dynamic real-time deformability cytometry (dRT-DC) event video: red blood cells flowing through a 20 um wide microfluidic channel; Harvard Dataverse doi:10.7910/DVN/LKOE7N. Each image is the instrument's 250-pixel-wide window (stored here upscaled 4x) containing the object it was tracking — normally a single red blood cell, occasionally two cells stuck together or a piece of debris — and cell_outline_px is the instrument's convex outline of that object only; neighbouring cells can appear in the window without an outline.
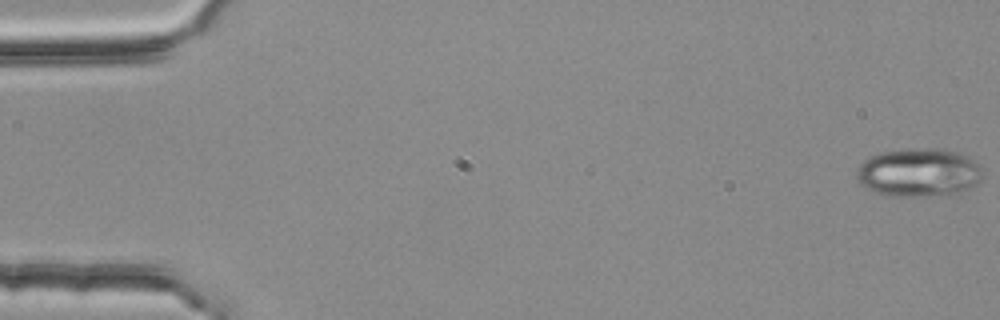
{"species": "common noctule bat (a hibernating species)", "species_latin": "Nyctalus noctula", "temperature_condition": "room temperature", "stored_images_in_passage": 5, "camera_frame_rate_fps": 3000, "um_per_image_px": 0.085, "animal": {"sex": "female", "body_mass_g": 25.1}, "frame": {"image": 1, "passage_image": 1, "time_ms": 0.0, "image_size_px": [1000, 320], "cell_outline_px": [[980, 180], [976, 184], [960, 192], [948, 196], [896, 196], [876, 192], [864, 188], [856, 180], [856, 172], [860, 164], [864, 160], [872, 156], [884, 152], [928, 148], [956, 152], [976, 160], [980, 164]], "centroid_in_image_um": [78.09, 14.69], "position_along_channel_um": 6.9, "area_um2": 35.32}}